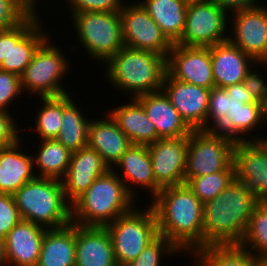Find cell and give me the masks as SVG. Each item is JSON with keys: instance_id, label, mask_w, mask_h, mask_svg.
Segmentation results:
<instances>
[{"instance_id": "cell-1", "label": "cell", "mask_w": 267, "mask_h": 266, "mask_svg": "<svg viewBox=\"0 0 267 266\" xmlns=\"http://www.w3.org/2000/svg\"><path fill=\"white\" fill-rule=\"evenodd\" d=\"M151 203L159 234L191 255L204 247L203 203L185 183L163 187Z\"/></svg>"}, {"instance_id": "cell-2", "label": "cell", "mask_w": 267, "mask_h": 266, "mask_svg": "<svg viewBox=\"0 0 267 266\" xmlns=\"http://www.w3.org/2000/svg\"><path fill=\"white\" fill-rule=\"evenodd\" d=\"M258 205L256 196L234 178L220 195L203 203L204 247L240 244Z\"/></svg>"}, {"instance_id": "cell-3", "label": "cell", "mask_w": 267, "mask_h": 266, "mask_svg": "<svg viewBox=\"0 0 267 266\" xmlns=\"http://www.w3.org/2000/svg\"><path fill=\"white\" fill-rule=\"evenodd\" d=\"M117 170L109 169L97 177L71 205V223L105 227L134 208L135 199L128 193Z\"/></svg>"}, {"instance_id": "cell-4", "label": "cell", "mask_w": 267, "mask_h": 266, "mask_svg": "<svg viewBox=\"0 0 267 266\" xmlns=\"http://www.w3.org/2000/svg\"><path fill=\"white\" fill-rule=\"evenodd\" d=\"M105 67L110 84L122 93L131 92V98L162 90L167 72L165 56L126 46L113 55Z\"/></svg>"}, {"instance_id": "cell-5", "label": "cell", "mask_w": 267, "mask_h": 266, "mask_svg": "<svg viewBox=\"0 0 267 266\" xmlns=\"http://www.w3.org/2000/svg\"><path fill=\"white\" fill-rule=\"evenodd\" d=\"M22 220L47 229L71 223V205L66 201L61 180L36 177L13 195Z\"/></svg>"}, {"instance_id": "cell-6", "label": "cell", "mask_w": 267, "mask_h": 266, "mask_svg": "<svg viewBox=\"0 0 267 266\" xmlns=\"http://www.w3.org/2000/svg\"><path fill=\"white\" fill-rule=\"evenodd\" d=\"M105 227L111 237L118 266L136 259L159 235L156 215L150 205L144 210L134 207Z\"/></svg>"}, {"instance_id": "cell-7", "label": "cell", "mask_w": 267, "mask_h": 266, "mask_svg": "<svg viewBox=\"0 0 267 266\" xmlns=\"http://www.w3.org/2000/svg\"><path fill=\"white\" fill-rule=\"evenodd\" d=\"M77 37L94 61L105 63L124 45L120 12H82L71 16Z\"/></svg>"}, {"instance_id": "cell-8", "label": "cell", "mask_w": 267, "mask_h": 266, "mask_svg": "<svg viewBox=\"0 0 267 266\" xmlns=\"http://www.w3.org/2000/svg\"><path fill=\"white\" fill-rule=\"evenodd\" d=\"M235 141L217 132L193 130L189 135L185 184L193 177L231 169Z\"/></svg>"}, {"instance_id": "cell-9", "label": "cell", "mask_w": 267, "mask_h": 266, "mask_svg": "<svg viewBox=\"0 0 267 266\" xmlns=\"http://www.w3.org/2000/svg\"><path fill=\"white\" fill-rule=\"evenodd\" d=\"M49 39L38 48L20 75L23 93L26 90L30 94H39L41 98L62 96L68 92L61 86V78L66 76L70 65L59 48L49 43Z\"/></svg>"}, {"instance_id": "cell-10", "label": "cell", "mask_w": 267, "mask_h": 266, "mask_svg": "<svg viewBox=\"0 0 267 266\" xmlns=\"http://www.w3.org/2000/svg\"><path fill=\"white\" fill-rule=\"evenodd\" d=\"M227 15L212 0L189 1L184 32L175 44L209 47L227 41V26L231 29L227 19L232 18Z\"/></svg>"}, {"instance_id": "cell-11", "label": "cell", "mask_w": 267, "mask_h": 266, "mask_svg": "<svg viewBox=\"0 0 267 266\" xmlns=\"http://www.w3.org/2000/svg\"><path fill=\"white\" fill-rule=\"evenodd\" d=\"M130 4H124L119 11L124 45L132 49L154 52L167 58L173 43L139 1Z\"/></svg>"}, {"instance_id": "cell-12", "label": "cell", "mask_w": 267, "mask_h": 266, "mask_svg": "<svg viewBox=\"0 0 267 266\" xmlns=\"http://www.w3.org/2000/svg\"><path fill=\"white\" fill-rule=\"evenodd\" d=\"M236 141L233 150L235 178L254 194L258 203L267 202V138Z\"/></svg>"}, {"instance_id": "cell-13", "label": "cell", "mask_w": 267, "mask_h": 266, "mask_svg": "<svg viewBox=\"0 0 267 266\" xmlns=\"http://www.w3.org/2000/svg\"><path fill=\"white\" fill-rule=\"evenodd\" d=\"M232 35L228 40L257 63L267 62V7L237 10L232 15Z\"/></svg>"}, {"instance_id": "cell-14", "label": "cell", "mask_w": 267, "mask_h": 266, "mask_svg": "<svg viewBox=\"0 0 267 266\" xmlns=\"http://www.w3.org/2000/svg\"><path fill=\"white\" fill-rule=\"evenodd\" d=\"M166 70L178 81L207 89L215 87L209 47L173 44L166 58Z\"/></svg>"}, {"instance_id": "cell-15", "label": "cell", "mask_w": 267, "mask_h": 266, "mask_svg": "<svg viewBox=\"0 0 267 266\" xmlns=\"http://www.w3.org/2000/svg\"><path fill=\"white\" fill-rule=\"evenodd\" d=\"M39 16L38 11H32L21 23L9 29L8 58L0 64V70L20 76L38 48L49 38Z\"/></svg>"}, {"instance_id": "cell-16", "label": "cell", "mask_w": 267, "mask_h": 266, "mask_svg": "<svg viewBox=\"0 0 267 266\" xmlns=\"http://www.w3.org/2000/svg\"><path fill=\"white\" fill-rule=\"evenodd\" d=\"M189 136L181 138H160L148 144L153 174L163 188L185 183Z\"/></svg>"}, {"instance_id": "cell-17", "label": "cell", "mask_w": 267, "mask_h": 266, "mask_svg": "<svg viewBox=\"0 0 267 266\" xmlns=\"http://www.w3.org/2000/svg\"><path fill=\"white\" fill-rule=\"evenodd\" d=\"M162 91L192 130L206 127L210 89L178 81L166 72Z\"/></svg>"}, {"instance_id": "cell-18", "label": "cell", "mask_w": 267, "mask_h": 266, "mask_svg": "<svg viewBox=\"0 0 267 266\" xmlns=\"http://www.w3.org/2000/svg\"><path fill=\"white\" fill-rule=\"evenodd\" d=\"M108 170L100 154L89 146L72 152L67 173L61 180L66 201L72 205Z\"/></svg>"}, {"instance_id": "cell-19", "label": "cell", "mask_w": 267, "mask_h": 266, "mask_svg": "<svg viewBox=\"0 0 267 266\" xmlns=\"http://www.w3.org/2000/svg\"><path fill=\"white\" fill-rule=\"evenodd\" d=\"M214 86L226 88L243 82L247 73L258 66L251 56L245 54L240 48L229 40L209 46Z\"/></svg>"}, {"instance_id": "cell-20", "label": "cell", "mask_w": 267, "mask_h": 266, "mask_svg": "<svg viewBox=\"0 0 267 266\" xmlns=\"http://www.w3.org/2000/svg\"><path fill=\"white\" fill-rule=\"evenodd\" d=\"M46 230L26 220L17 223L4 238L8 266H36Z\"/></svg>"}, {"instance_id": "cell-21", "label": "cell", "mask_w": 267, "mask_h": 266, "mask_svg": "<svg viewBox=\"0 0 267 266\" xmlns=\"http://www.w3.org/2000/svg\"><path fill=\"white\" fill-rule=\"evenodd\" d=\"M75 266H118L106 227L76 224Z\"/></svg>"}, {"instance_id": "cell-22", "label": "cell", "mask_w": 267, "mask_h": 266, "mask_svg": "<svg viewBox=\"0 0 267 266\" xmlns=\"http://www.w3.org/2000/svg\"><path fill=\"white\" fill-rule=\"evenodd\" d=\"M131 145L129 138L109 114L102 120H90L88 146L100 154L109 169H114Z\"/></svg>"}, {"instance_id": "cell-23", "label": "cell", "mask_w": 267, "mask_h": 266, "mask_svg": "<svg viewBox=\"0 0 267 266\" xmlns=\"http://www.w3.org/2000/svg\"><path fill=\"white\" fill-rule=\"evenodd\" d=\"M136 99L142 104L146 115L155 125L160 138H181L189 136L193 131L162 90L140 95Z\"/></svg>"}, {"instance_id": "cell-24", "label": "cell", "mask_w": 267, "mask_h": 266, "mask_svg": "<svg viewBox=\"0 0 267 266\" xmlns=\"http://www.w3.org/2000/svg\"><path fill=\"white\" fill-rule=\"evenodd\" d=\"M120 168L123 178L120 179L128 193L135 198V191L132 186H139L148 190L152 199L160 192L162 187L156 182L150 153L147 145L132 144L125 154L121 157L120 161L114 168ZM125 177V178H124ZM132 183V184H131ZM131 184V185H130Z\"/></svg>"}, {"instance_id": "cell-25", "label": "cell", "mask_w": 267, "mask_h": 266, "mask_svg": "<svg viewBox=\"0 0 267 266\" xmlns=\"http://www.w3.org/2000/svg\"><path fill=\"white\" fill-rule=\"evenodd\" d=\"M21 141L0 149V193L13 195L37 177L33 155L20 152ZM20 150V151H19ZM35 173V174H34Z\"/></svg>"}, {"instance_id": "cell-26", "label": "cell", "mask_w": 267, "mask_h": 266, "mask_svg": "<svg viewBox=\"0 0 267 266\" xmlns=\"http://www.w3.org/2000/svg\"><path fill=\"white\" fill-rule=\"evenodd\" d=\"M128 104H121L108 110L109 115L125 133L132 144L148 145L160 139L155 125L146 115L142 104L132 98Z\"/></svg>"}, {"instance_id": "cell-27", "label": "cell", "mask_w": 267, "mask_h": 266, "mask_svg": "<svg viewBox=\"0 0 267 266\" xmlns=\"http://www.w3.org/2000/svg\"><path fill=\"white\" fill-rule=\"evenodd\" d=\"M76 224L47 229L36 266H75Z\"/></svg>"}, {"instance_id": "cell-28", "label": "cell", "mask_w": 267, "mask_h": 266, "mask_svg": "<svg viewBox=\"0 0 267 266\" xmlns=\"http://www.w3.org/2000/svg\"><path fill=\"white\" fill-rule=\"evenodd\" d=\"M141 5L161 28L167 38L175 44L185 28L188 0H141Z\"/></svg>"}, {"instance_id": "cell-29", "label": "cell", "mask_w": 267, "mask_h": 266, "mask_svg": "<svg viewBox=\"0 0 267 266\" xmlns=\"http://www.w3.org/2000/svg\"><path fill=\"white\" fill-rule=\"evenodd\" d=\"M85 117L68 93L62 95V126L55 140L71 152L87 147L90 121Z\"/></svg>"}, {"instance_id": "cell-30", "label": "cell", "mask_w": 267, "mask_h": 266, "mask_svg": "<svg viewBox=\"0 0 267 266\" xmlns=\"http://www.w3.org/2000/svg\"><path fill=\"white\" fill-rule=\"evenodd\" d=\"M267 122V107L262 103H247L232 109L226 116V122L216 131L232 140L247 141L246 135ZM245 134V135H244ZM244 136V137H243Z\"/></svg>"}, {"instance_id": "cell-31", "label": "cell", "mask_w": 267, "mask_h": 266, "mask_svg": "<svg viewBox=\"0 0 267 266\" xmlns=\"http://www.w3.org/2000/svg\"><path fill=\"white\" fill-rule=\"evenodd\" d=\"M193 255L197 257L193 266H258L259 263V258L240 244L209 245Z\"/></svg>"}, {"instance_id": "cell-32", "label": "cell", "mask_w": 267, "mask_h": 266, "mask_svg": "<svg viewBox=\"0 0 267 266\" xmlns=\"http://www.w3.org/2000/svg\"><path fill=\"white\" fill-rule=\"evenodd\" d=\"M40 142V150L33 155L36 171L39 170L37 177L62 180L67 173L72 152L55 139Z\"/></svg>"}, {"instance_id": "cell-33", "label": "cell", "mask_w": 267, "mask_h": 266, "mask_svg": "<svg viewBox=\"0 0 267 266\" xmlns=\"http://www.w3.org/2000/svg\"><path fill=\"white\" fill-rule=\"evenodd\" d=\"M44 105L38 109V116L35 118V132L40 140L56 139L62 126V96L41 97Z\"/></svg>"}, {"instance_id": "cell-34", "label": "cell", "mask_w": 267, "mask_h": 266, "mask_svg": "<svg viewBox=\"0 0 267 266\" xmlns=\"http://www.w3.org/2000/svg\"><path fill=\"white\" fill-rule=\"evenodd\" d=\"M234 178L235 167L233 166L231 169H224L211 175L193 177L186 185L202 203H206L220 195Z\"/></svg>"}, {"instance_id": "cell-35", "label": "cell", "mask_w": 267, "mask_h": 266, "mask_svg": "<svg viewBox=\"0 0 267 266\" xmlns=\"http://www.w3.org/2000/svg\"><path fill=\"white\" fill-rule=\"evenodd\" d=\"M240 245L254 257H267V212L260 205L254 209Z\"/></svg>"}, {"instance_id": "cell-36", "label": "cell", "mask_w": 267, "mask_h": 266, "mask_svg": "<svg viewBox=\"0 0 267 266\" xmlns=\"http://www.w3.org/2000/svg\"><path fill=\"white\" fill-rule=\"evenodd\" d=\"M230 105L231 96L228 95L225 88L213 87L210 89L206 127L203 130L216 132L226 122Z\"/></svg>"}, {"instance_id": "cell-37", "label": "cell", "mask_w": 267, "mask_h": 266, "mask_svg": "<svg viewBox=\"0 0 267 266\" xmlns=\"http://www.w3.org/2000/svg\"><path fill=\"white\" fill-rule=\"evenodd\" d=\"M180 251L172 242L166 237L159 234L153 241H151L139 254V256L127 263L124 266H162L160 260L162 256L168 253H180Z\"/></svg>"}, {"instance_id": "cell-38", "label": "cell", "mask_w": 267, "mask_h": 266, "mask_svg": "<svg viewBox=\"0 0 267 266\" xmlns=\"http://www.w3.org/2000/svg\"><path fill=\"white\" fill-rule=\"evenodd\" d=\"M31 12L22 0H0V31L15 27Z\"/></svg>"}, {"instance_id": "cell-39", "label": "cell", "mask_w": 267, "mask_h": 266, "mask_svg": "<svg viewBox=\"0 0 267 266\" xmlns=\"http://www.w3.org/2000/svg\"><path fill=\"white\" fill-rule=\"evenodd\" d=\"M22 220L11 194L0 193V237L5 238L10 230Z\"/></svg>"}, {"instance_id": "cell-40", "label": "cell", "mask_w": 267, "mask_h": 266, "mask_svg": "<svg viewBox=\"0 0 267 266\" xmlns=\"http://www.w3.org/2000/svg\"><path fill=\"white\" fill-rule=\"evenodd\" d=\"M21 91L23 90L21 88L20 76L12 72L0 70V110L8 111L9 103L11 104L14 98L19 97L20 93H22Z\"/></svg>"}, {"instance_id": "cell-41", "label": "cell", "mask_w": 267, "mask_h": 266, "mask_svg": "<svg viewBox=\"0 0 267 266\" xmlns=\"http://www.w3.org/2000/svg\"><path fill=\"white\" fill-rule=\"evenodd\" d=\"M70 5V15L82 12H115L120 11L123 0H66ZM72 11V12H71Z\"/></svg>"}, {"instance_id": "cell-42", "label": "cell", "mask_w": 267, "mask_h": 266, "mask_svg": "<svg viewBox=\"0 0 267 266\" xmlns=\"http://www.w3.org/2000/svg\"><path fill=\"white\" fill-rule=\"evenodd\" d=\"M14 121L8 111L0 110V149L22 141L18 134V126Z\"/></svg>"}, {"instance_id": "cell-43", "label": "cell", "mask_w": 267, "mask_h": 266, "mask_svg": "<svg viewBox=\"0 0 267 266\" xmlns=\"http://www.w3.org/2000/svg\"><path fill=\"white\" fill-rule=\"evenodd\" d=\"M253 68V71L251 69L247 73L243 83L257 102L267 106V82L265 81L267 79H264L262 74L255 70L256 67Z\"/></svg>"}, {"instance_id": "cell-44", "label": "cell", "mask_w": 267, "mask_h": 266, "mask_svg": "<svg viewBox=\"0 0 267 266\" xmlns=\"http://www.w3.org/2000/svg\"><path fill=\"white\" fill-rule=\"evenodd\" d=\"M212 1L217 3L227 13L231 11V14L232 12H235L237 10H243L258 5L256 4L257 0H212Z\"/></svg>"}, {"instance_id": "cell-45", "label": "cell", "mask_w": 267, "mask_h": 266, "mask_svg": "<svg viewBox=\"0 0 267 266\" xmlns=\"http://www.w3.org/2000/svg\"><path fill=\"white\" fill-rule=\"evenodd\" d=\"M225 89L228 95L231 97L248 98L252 103H260L254 99V97L249 92V89L244 85L243 82L228 86Z\"/></svg>"}, {"instance_id": "cell-46", "label": "cell", "mask_w": 267, "mask_h": 266, "mask_svg": "<svg viewBox=\"0 0 267 266\" xmlns=\"http://www.w3.org/2000/svg\"><path fill=\"white\" fill-rule=\"evenodd\" d=\"M9 51V29L0 31V64L8 58Z\"/></svg>"}, {"instance_id": "cell-47", "label": "cell", "mask_w": 267, "mask_h": 266, "mask_svg": "<svg viewBox=\"0 0 267 266\" xmlns=\"http://www.w3.org/2000/svg\"><path fill=\"white\" fill-rule=\"evenodd\" d=\"M252 103L248 98H237V97H231V105L230 110L228 112H231L232 109L242 107L244 104Z\"/></svg>"}, {"instance_id": "cell-48", "label": "cell", "mask_w": 267, "mask_h": 266, "mask_svg": "<svg viewBox=\"0 0 267 266\" xmlns=\"http://www.w3.org/2000/svg\"><path fill=\"white\" fill-rule=\"evenodd\" d=\"M7 264L6 253H5V239L0 237V266Z\"/></svg>"}, {"instance_id": "cell-49", "label": "cell", "mask_w": 267, "mask_h": 266, "mask_svg": "<svg viewBox=\"0 0 267 266\" xmlns=\"http://www.w3.org/2000/svg\"><path fill=\"white\" fill-rule=\"evenodd\" d=\"M32 11H36L37 12V7L36 6H39L37 5L36 3L37 0H22Z\"/></svg>"}, {"instance_id": "cell-50", "label": "cell", "mask_w": 267, "mask_h": 266, "mask_svg": "<svg viewBox=\"0 0 267 266\" xmlns=\"http://www.w3.org/2000/svg\"><path fill=\"white\" fill-rule=\"evenodd\" d=\"M258 266H267V257L259 258Z\"/></svg>"}, {"instance_id": "cell-51", "label": "cell", "mask_w": 267, "mask_h": 266, "mask_svg": "<svg viewBox=\"0 0 267 266\" xmlns=\"http://www.w3.org/2000/svg\"><path fill=\"white\" fill-rule=\"evenodd\" d=\"M267 212V202L259 204Z\"/></svg>"}, {"instance_id": "cell-52", "label": "cell", "mask_w": 267, "mask_h": 266, "mask_svg": "<svg viewBox=\"0 0 267 266\" xmlns=\"http://www.w3.org/2000/svg\"><path fill=\"white\" fill-rule=\"evenodd\" d=\"M261 65L263 64V65H266L265 67H267V62H265V63H260ZM267 107V106H266Z\"/></svg>"}]
</instances>
